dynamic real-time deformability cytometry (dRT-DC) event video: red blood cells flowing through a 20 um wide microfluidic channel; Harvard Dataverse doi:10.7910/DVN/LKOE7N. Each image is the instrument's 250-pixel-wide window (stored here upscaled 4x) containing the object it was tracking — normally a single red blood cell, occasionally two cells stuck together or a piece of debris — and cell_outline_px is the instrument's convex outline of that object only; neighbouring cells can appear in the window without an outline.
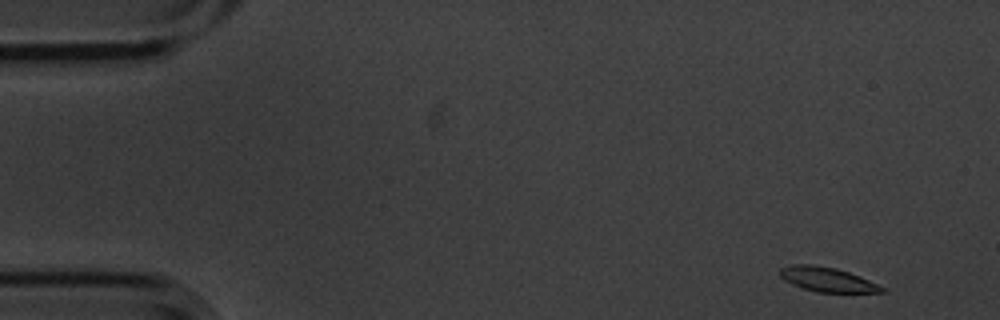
{"species": "common noctule bat (a hibernating species)", "species_latin": "Nyctalus noctula", "temperature_condition": "cold", "stored_images_in_passage": 6, "segment_of_instrument_passage": [2, 2], "camera_frame_rate_fps": 3000, "um_per_image_px": 0.085, "animal": {"sex": "male", "body_mass_g": 20.1, "forearm_length_mm": 53.5}, "frame": {"image": 1, "passage_image": 6, "time_ms": 1.667, "image_size_px": [1000, 320], "cell_outline_px": [[884, 292], [816, 292], [792, 284], [784, 280], [780, 276], [780, 268], [792, 264], [812, 264], [836, 268], [860, 276], [884, 288]], "centroid_in_image_um": [70.27, 23.74], "position_along_channel_um": 14.7, "area_um2": 14.33}}